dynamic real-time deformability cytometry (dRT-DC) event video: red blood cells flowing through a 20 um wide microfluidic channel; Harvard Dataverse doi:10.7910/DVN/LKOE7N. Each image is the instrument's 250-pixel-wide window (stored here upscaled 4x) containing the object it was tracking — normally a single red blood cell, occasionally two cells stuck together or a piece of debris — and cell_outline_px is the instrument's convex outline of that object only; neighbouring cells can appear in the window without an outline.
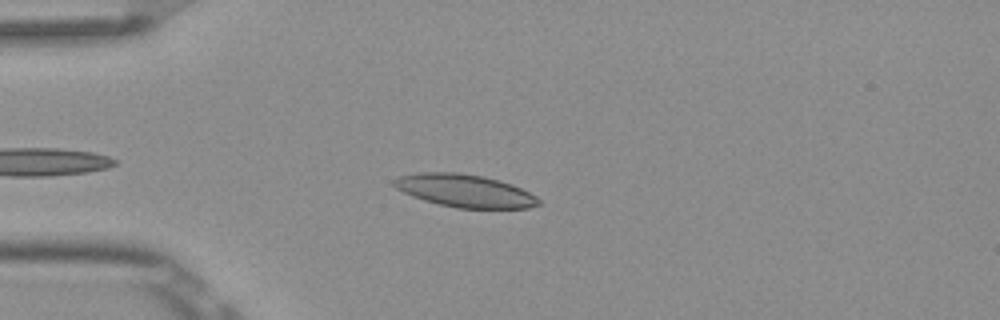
{"species": "Egyptian fruit bat (a non-hibernating species)", "species_latin": "Rousettus aegyptiacus", "temperature_condition": "room temperature", "stored_images_in_passage": 7, "camera_frame_rate_fps": 3000, "um_per_image_px": 0.085, "frame": {"image": 1, "passage_image": 4, "time_ms": 1.0, "image_size_px": [1000, 320], "cell_outline_px": [[540, 204], [528, 208], [456, 208], [424, 200], [412, 196], [396, 188], [392, 184], [392, 180], [400, 176], [416, 172], [460, 172], [484, 176], [512, 184], [536, 196], [540, 200]], "centroid_in_image_um": [39.49, 16.2], "position_along_channel_um": 45.5, "area_um2": 27.63}}
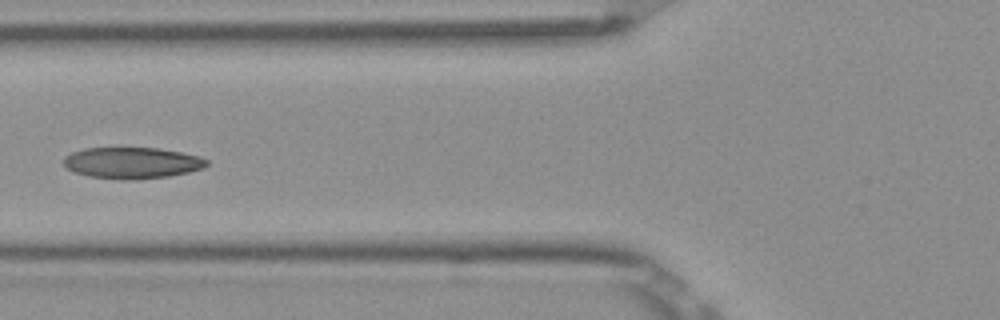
{"frame": {"image": 2, "passage_image": 6, "time_ms": 1.667, "image_size_px": [1000, 320], "cell_outline_px": [[208, 164], [204, 168], [188, 172], [168, 176], [136, 180], [128, 180], [88, 176], [64, 168], [64, 156], [72, 152], [84, 148], [156, 148], [180, 152], [200, 156], [208, 160]], "centroid_in_image_um": [11.22, 13.84], "position_along_channel_um": 114.6, "area_um2": 26.13}}
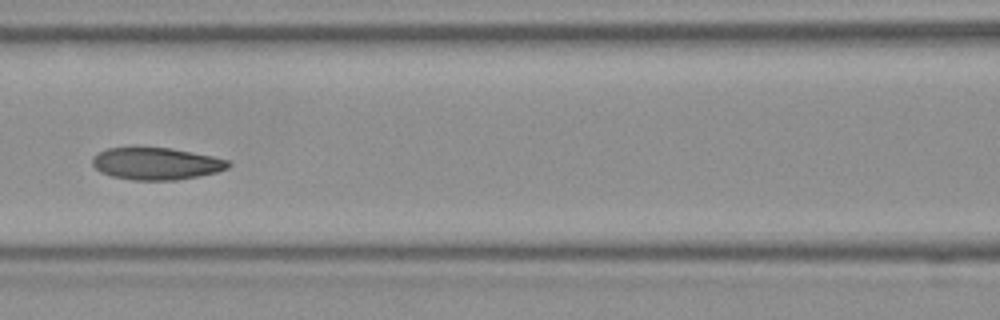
{"frame": {"image": 3, "passage_image": 7, "time_ms": 2.0, "image_size_px": [1000, 320], "cell_outline_px": [[232, 164], [228, 168], [216, 172], [176, 180], [132, 180], [112, 176], [100, 172], [92, 164], [92, 156], [108, 148], [172, 148], [212, 156], [228, 160]], "centroid_in_image_um": [13.28, 13.91], "position_along_channel_um": 153.3, "area_um2": 25.26}}